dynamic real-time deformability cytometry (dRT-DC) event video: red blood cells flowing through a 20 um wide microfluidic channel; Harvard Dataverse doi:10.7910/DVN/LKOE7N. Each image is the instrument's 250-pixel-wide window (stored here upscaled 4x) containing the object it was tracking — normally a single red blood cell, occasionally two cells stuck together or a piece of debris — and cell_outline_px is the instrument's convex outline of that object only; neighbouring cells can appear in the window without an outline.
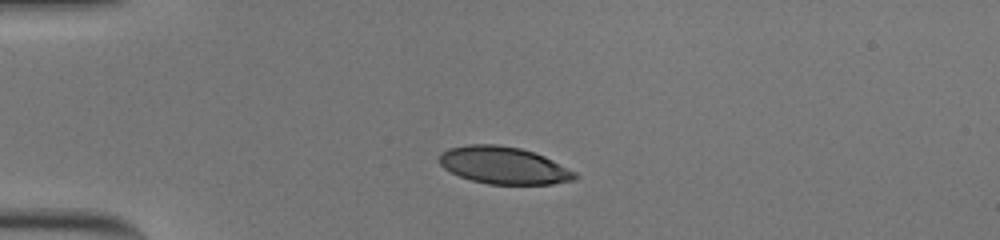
{"species": "human", "species_latin": "Homo sapiens", "temperature_condition": "cold", "stored_images_in_passage": 5, "camera_frame_rate_fps": 3000, "um_per_image_px": 0.085, "donor": {"sex": "male"}, "frame": {"image": 1, "passage_image": 1, "time_ms": 0.0, "image_size_px": [1000, 240], "cell_outline_px": [[556, 180], [540, 184], [500, 184], [480, 180], [468, 176], [460, 148], [512, 148], [528, 152], [540, 156], [548, 160], [552, 164]], "centroid_in_image_um": [43.11, 14.13], "position_along_channel_um": 41.9, "area_um2": 20.23}}